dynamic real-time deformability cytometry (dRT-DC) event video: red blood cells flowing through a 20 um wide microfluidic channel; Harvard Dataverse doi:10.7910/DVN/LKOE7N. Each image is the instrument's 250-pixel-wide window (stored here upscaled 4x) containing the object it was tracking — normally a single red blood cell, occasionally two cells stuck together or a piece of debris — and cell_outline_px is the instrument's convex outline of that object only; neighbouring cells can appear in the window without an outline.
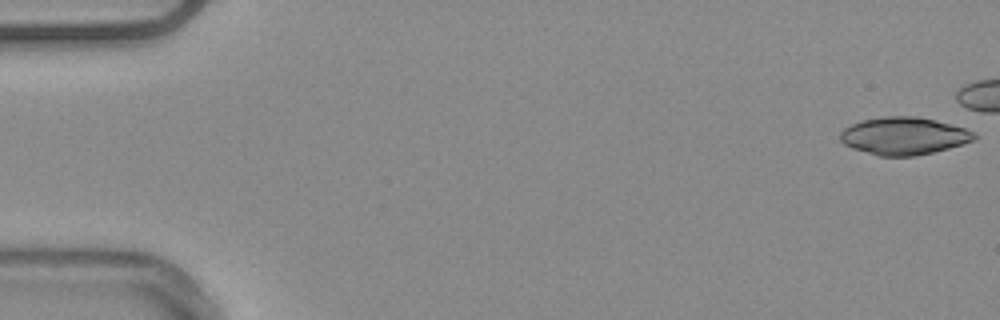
{"species": "common noctule bat (a hibernating species)", "species_latin": "Nyctalus noctula", "temperature_condition": "warm", "stored_images_in_passage": 44, "camera_frame_rate_fps": 3000, "um_per_image_px": 0.085, "animal": {"sex": "male", "body_mass_g": 20.4}, "frame": {"image": 1, "passage_image": 1, "time_ms": 0.0, "image_size_px": [1000, 320], "cell_outline_px": [[976, 140], [964, 144], [916, 156], [880, 156], [852, 148], [844, 144], [840, 140], [840, 132], [844, 128], [860, 120], [880, 116], [916, 116], [936, 120], [964, 128], [972, 132], [976, 136]], "centroid_in_image_um": [76.81, 11.55], "position_along_channel_um": 8.2, "area_um2": 29.36}}